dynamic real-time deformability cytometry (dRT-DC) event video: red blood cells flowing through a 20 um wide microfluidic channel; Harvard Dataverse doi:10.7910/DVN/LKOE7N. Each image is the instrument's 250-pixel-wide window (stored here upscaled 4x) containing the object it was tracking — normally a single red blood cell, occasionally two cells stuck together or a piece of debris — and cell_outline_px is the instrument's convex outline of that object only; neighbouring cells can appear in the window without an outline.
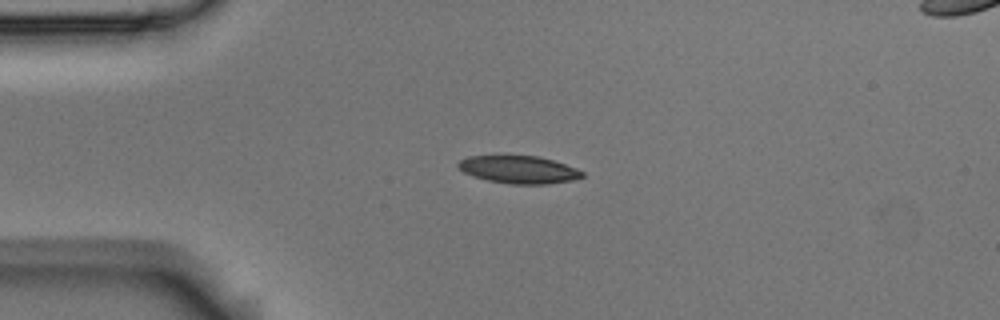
{"species": "Egyptian fruit bat (a non-hibernating species)", "species_latin": "Rousettus aegyptiacus", "temperature_condition": "room temperature", "stored_images_in_passage": 13, "segment_of_instrument_passage": [1, 2], "camera_frame_rate_fps": 3000, "um_per_image_px": 0.085, "animal": {"sex": "male"}, "frame": {"image": 1, "passage_image": 1, "time_ms": 0.0, "image_size_px": [1000, 320], "cell_outline_px": [[584, 176], [572, 180], [548, 184], [512, 184], [488, 180], [472, 176], [464, 172], [456, 164], [460, 160], [468, 156], [500, 152], [540, 156], [576, 168], [584, 172]], "centroid_in_image_um": [44.03, 14.35], "position_along_channel_um": 41.0, "area_um2": 20.87}}
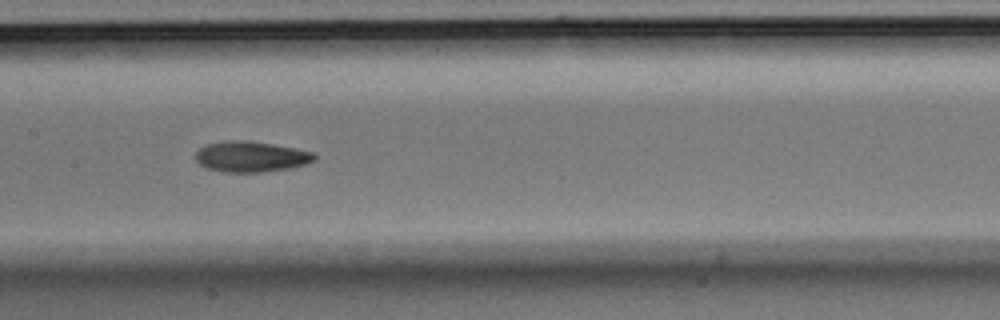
{"frame": {"image": 2, "passage_image": 5, "time_ms": 1.333, "image_size_px": [1000, 320], "cell_outline_px": [[316, 160], [304, 164], [288, 168], [264, 172], [220, 172], [208, 168], [200, 164], [196, 160], [196, 152], [200, 148], [208, 144], [224, 140], [248, 140], [272, 144], [312, 152], [316, 156]], "centroid_in_image_um": [21.3, 13.31], "position_along_channel_um": 186.1, "area_um2": 21.1}}
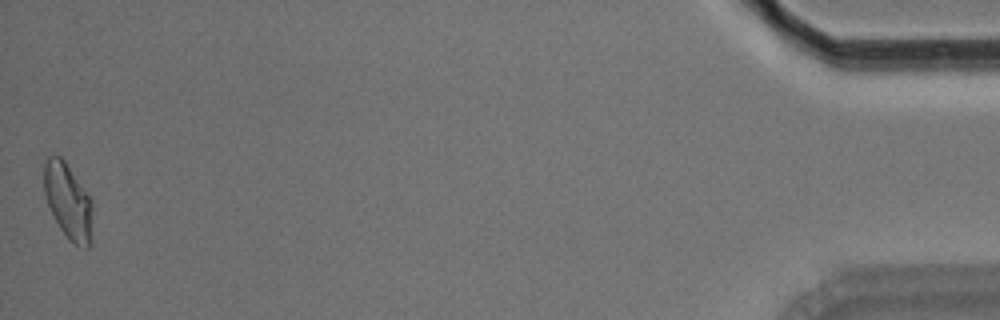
{"frame": {"image": 3, "passage_image": 12, "time_ms": 3.667, "image_size_px": [1000, 320], "cell_outline_px": [[92, 208], [88, 248], [84, 248], [68, 240], [60, 228], [48, 204], [44, 192], [44, 164], [48, 156], [52, 152], [60, 156], [64, 160], [92, 200]], "centroid_in_image_um": [5.76, 17.05], "position_along_channel_um": 429.4, "area_um2": 20.98}}